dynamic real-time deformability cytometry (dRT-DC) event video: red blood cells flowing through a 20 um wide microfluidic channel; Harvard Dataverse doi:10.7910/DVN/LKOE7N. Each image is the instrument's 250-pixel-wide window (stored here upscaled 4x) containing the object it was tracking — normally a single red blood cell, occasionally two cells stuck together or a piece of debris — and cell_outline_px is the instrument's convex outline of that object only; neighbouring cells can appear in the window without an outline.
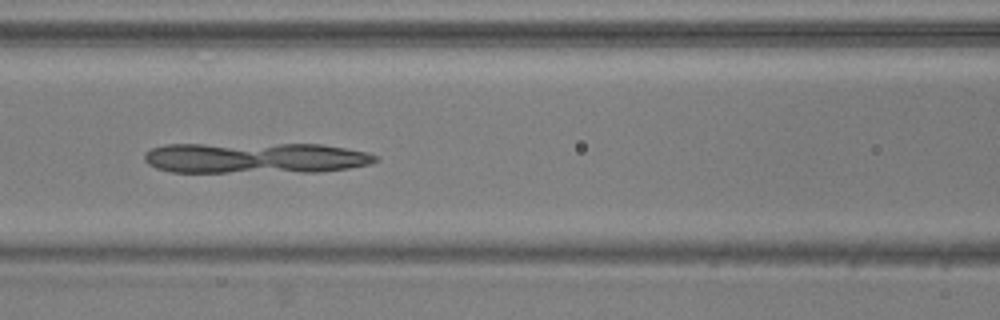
{"species": "common noctule bat (a hibernating species)", "species_latin": "Nyctalus noctula", "temperature_condition": "warm", "stored_images_in_passage": 42, "camera_frame_rate_fps": 3000, "um_per_image_px": 0.085, "animal": {"sex": "male", "body_mass_g": 20.5, "forearm_length_mm": 52.5}, "frame": {"image": 1, "passage_image": 12, "time_ms": 3.667, "image_size_px": [1000, 320], "cell_outline_px": [[380, 160], [372, 164], [348, 168], [320, 172], [172, 172], [156, 168], [148, 164], [144, 160], [144, 152], [152, 148], [164, 144], [320, 144], [368, 152], [380, 156]], "centroid_in_image_um": [21.73, 13.43], "position_along_channel_um": 144.9, "area_um2": 42.08}}
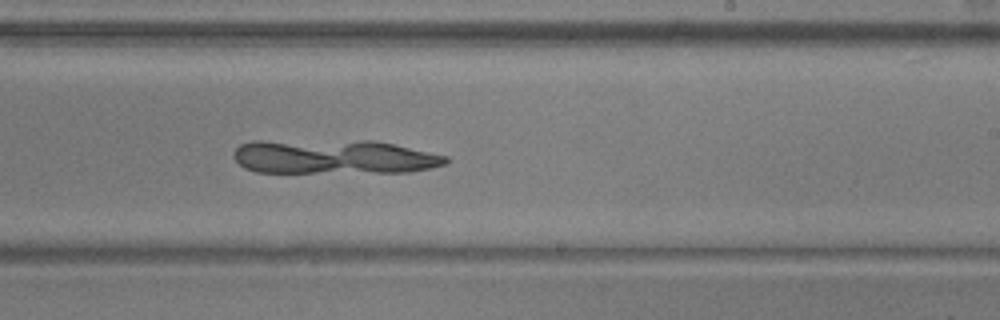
{"frame": {"image": 2, "passage_image": 21, "time_ms": 6.667, "image_size_px": [1000, 320], "cell_outline_px": [[448, 164], [432, 168], [408, 172], [256, 172], [244, 168], [232, 156], [232, 152], [240, 144], [252, 140], [376, 140], [448, 156]], "centroid_in_image_um": [28.35, 13.31], "position_along_channel_um": 260.6, "area_um2": 43.06}}
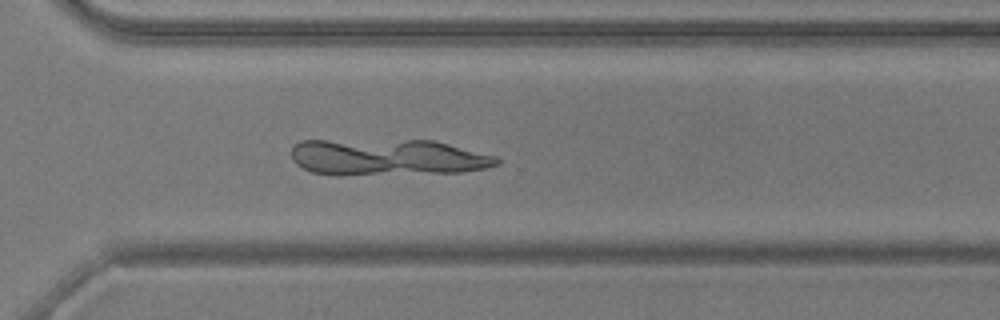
{"frame": {"image": 3, "passage_image": 27, "time_ms": 8.667, "image_size_px": [1000, 320], "cell_outline_px": [[500, 164], [484, 168], [464, 172], [340, 176], [336, 176], [312, 172], [296, 164], [292, 160], [292, 148], [300, 140], [436, 140], [496, 156], [500, 160]], "centroid_in_image_um": [32.93, 13.38], "position_along_channel_um": 337.7, "area_um2": 44.39}}